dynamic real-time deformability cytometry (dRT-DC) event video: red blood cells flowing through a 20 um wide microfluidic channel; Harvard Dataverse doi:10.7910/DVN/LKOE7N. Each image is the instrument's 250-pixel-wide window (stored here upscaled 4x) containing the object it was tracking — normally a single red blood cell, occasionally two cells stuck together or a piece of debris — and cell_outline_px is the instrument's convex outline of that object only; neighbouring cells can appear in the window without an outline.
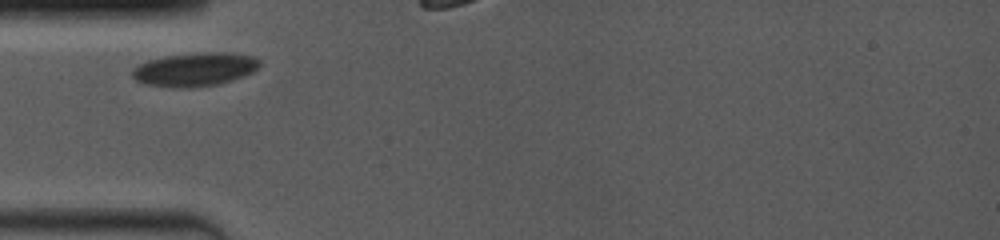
{"species": "common noctule bat (a hibernating species)", "species_latin": "Nyctalus noctula", "temperature_condition": "room temperature", "stored_images_in_passage": 3, "camera_frame_rate_fps": 4000, "um_per_image_px": 0.085, "animal": {"sex": "female", "body_mass_g": 19.0, "forearm_length_mm": 53.3}, "frame": {"image": 1, "passage_image": 1, "time_ms": 0.0, "image_size_px": [1000, 240], "cell_outline_px": [[260, 64], [252, 72], [244, 76], [232, 80], [216, 84], [188, 88], [172, 88], [144, 84], [136, 80], [132, 76], [132, 68], [148, 60], [168, 56], [196, 52], [232, 52], [252, 56], [260, 60]], "centroid_in_image_um": [16.55, 5.9], "position_along_channel_um": 68.5, "area_um2": 25.03}}